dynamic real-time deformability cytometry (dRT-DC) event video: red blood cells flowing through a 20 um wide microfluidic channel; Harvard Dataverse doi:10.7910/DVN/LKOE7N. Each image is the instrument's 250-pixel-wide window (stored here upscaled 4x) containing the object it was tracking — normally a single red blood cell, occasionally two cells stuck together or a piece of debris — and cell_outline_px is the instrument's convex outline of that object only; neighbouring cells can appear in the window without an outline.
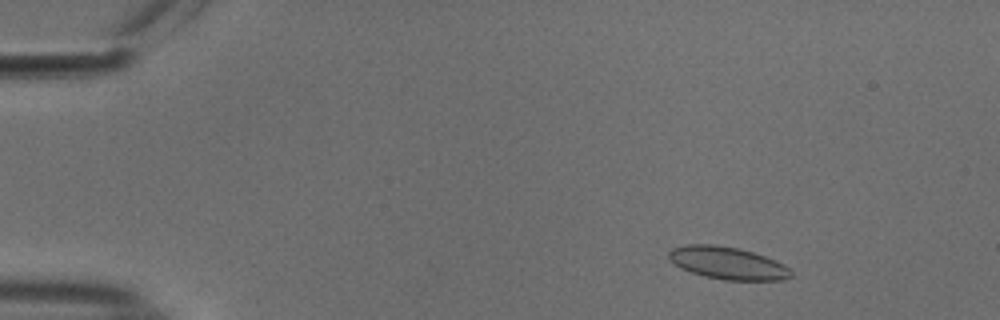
{"species": "common noctule bat (a hibernating species)", "species_latin": "Nyctalus noctula", "temperature_condition": "cold", "stored_images_in_passage": 54, "camera_frame_rate_fps": 3000, "um_per_image_px": 0.085, "animal": {"sex": "male", "body_mass_g": 18.8}, "frame": {"image": 1, "passage_image": 7, "time_ms": 2.0, "image_size_px": [1000, 320], "cell_outline_px": [[792, 276], [784, 280], [724, 280], [704, 276], [680, 268], [668, 256], [668, 252], [672, 248], [688, 244], [712, 244], [740, 248], [776, 260], [784, 264], [792, 272]], "centroid_in_image_um": [61.87, 22.36], "position_along_channel_um": 23.1, "area_um2": 23.06}}
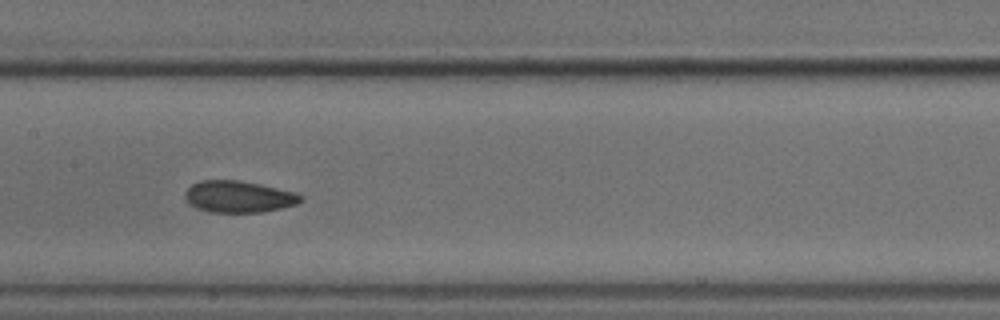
{"frame": {"image": 2, "passage_image": 27, "time_ms": 8.667, "image_size_px": [1000, 320], "cell_outline_px": [[304, 200], [296, 204], [264, 212], [212, 212], [196, 208], [188, 204], [184, 196], [184, 192], [192, 184], [200, 180], [236, 180], [260, 184], [296, 192], [304, 196]], "centroid_in_image_um": [20.28, 16.71], "position_along_channel_um": 187.1, "area_um2": 21.5}}
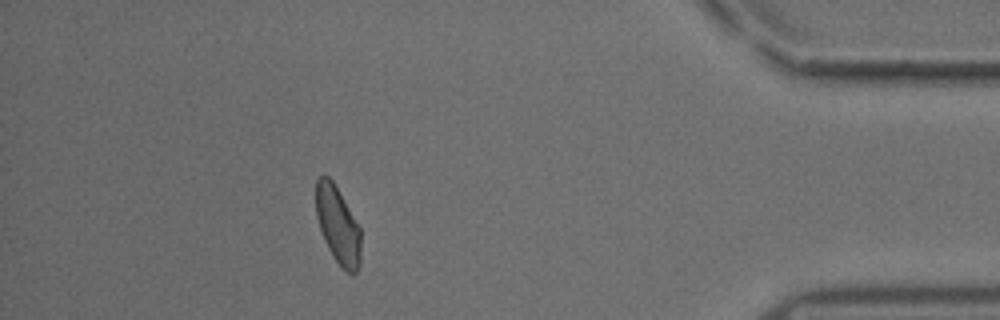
{"frame": {"image": 3, "passage_image": 48, "time_ms": 15.667, "image_size_px": [1000, 320], "cell_outline_px": [[360, 264], [356, 272], [352, 276], [336, 260], [328, 248], [324, 240], [316, 216], [316, 180], [320, 176], [328, 176], [332, 180], [360, 228]], "centroid_in_image_um": [28.71, 19.14], "position_along_channel_um": 406.5, "area_um2": 19.83}, "authors_computed_cell_mechanics": {"area_um2": 21.675, "velocity_mm_per_s": 3.7509, "shape_relaxation_time_tau1_ms": null, "shape_relaxation_time_tau2_ms": 2.4318, "deformation_change_tau1": null, "deformation_change_tau2": 0.0678}}